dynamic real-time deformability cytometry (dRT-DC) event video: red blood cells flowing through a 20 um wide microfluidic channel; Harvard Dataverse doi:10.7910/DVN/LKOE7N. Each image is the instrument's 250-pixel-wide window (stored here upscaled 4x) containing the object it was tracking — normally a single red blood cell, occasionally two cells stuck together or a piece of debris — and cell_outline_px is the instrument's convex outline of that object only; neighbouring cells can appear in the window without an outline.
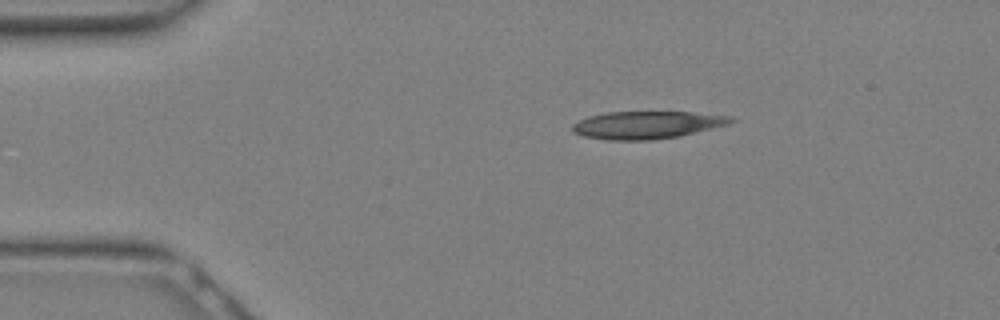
{"species": "Egyptian fruit bat (a non-hibernating species)", "species_latin": "Rousettus aegyptiacus", "temperature_condition": "warm", "stored_images_in_passage": 10, "camera_frame_rate_fps": 3000, "um_per_image_px": 0.085, "animal": {"sex": "female"}, "frame": {"image": 1, "passage_image": 1, "time_ms": 0.0, "image_size_px": [1000, 320], "cell_outline_px": [[736, 120], [728, 124], [680, 136], [652, 140], [608, 140], [584, 136], [572, 132], [572, 124], [588, 116], [608, 112], [692, 112], [732, 116]], "centroid_in_image_um": [54.98, 10.62], "position_along_channel_um": 30.0, "area_um2": 25.43}}
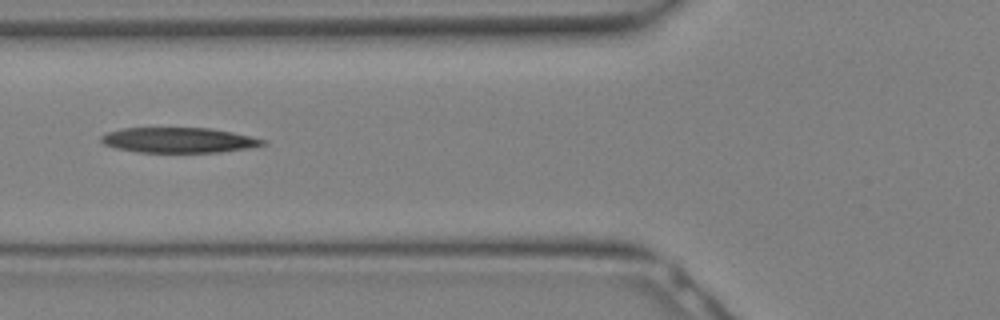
{"frame": {"image": 2, "passage_image": 7, "time_ms": 2.0, "image_size_px": [1000, 320], "cell_outline_px": [[268, 144], [248, 148], [220, 152], [140, 152], [116, 148], [104, 144], [100, 140], [100, 136], [108, 132], [124, 128], [212, 128], [232, 132], [264, 140]], "centroid_in_image_um": [15.18, 11.91], "position_along_channel_um": 110.6, "area_um2": 23.58}}
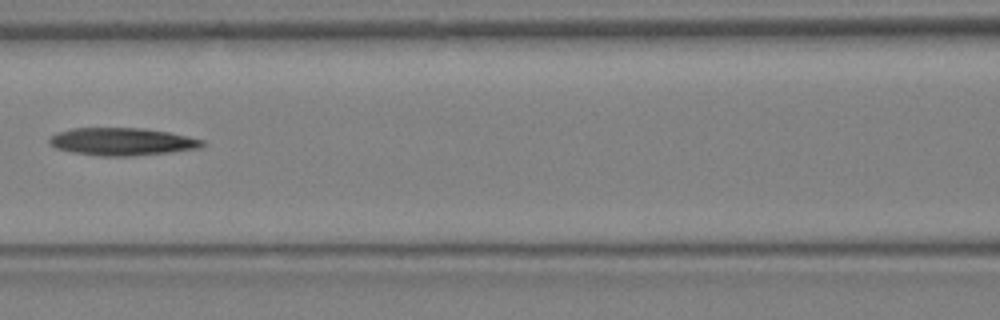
{"frame": {"image": 3, "passage_image": 9, "time_ms": 2.667, "image_size_px": [1000, 320], "cell_outline_px": [[208, 144], [204, 148], [172, 152], [132, 156], [100, 156], [72, 152], [56, 148], [48, 144], [48, 140], [56, 132], [72, 128], [144, 128], [168, 132], [188, 136], [204, 140]], "centroid_in_image_um": [10.43, 12.04], "position_along_channel_um": 156.2, "area_um2": 24.97}}